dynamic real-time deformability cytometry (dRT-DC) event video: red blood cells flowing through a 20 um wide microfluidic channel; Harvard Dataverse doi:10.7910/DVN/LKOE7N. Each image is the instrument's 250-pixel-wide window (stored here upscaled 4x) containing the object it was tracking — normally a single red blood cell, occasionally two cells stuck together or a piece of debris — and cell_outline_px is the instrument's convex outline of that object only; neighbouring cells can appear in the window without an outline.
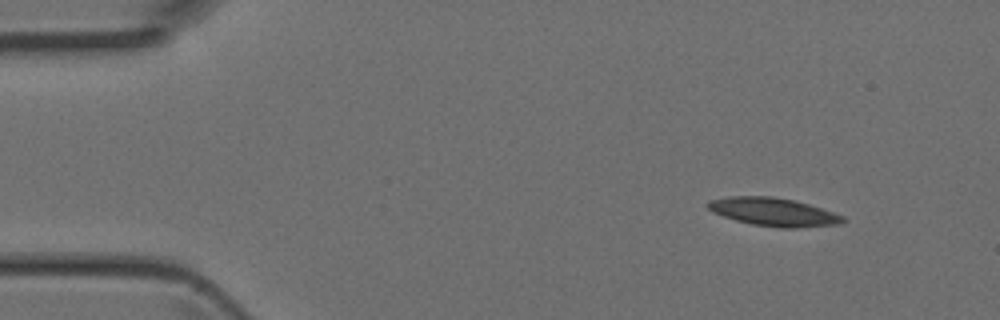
{"species": "Egyptian fruit bat (a non-hibernating species)", "species_latin": "Rousettus aegyptiacus", "temperature_condition": "room temperature", "stored_images_in_passage": 3, "camera_frame_rate_fps": 3000, "um_per_image_px": 0.085, "animal": {"sex": "female"}, "frame": {"image": 1, "passage_image": 1, "time_ms": 0.0, "image_size_px": [1000, 320], "cell_outline_px": [[844, 220], [840, 224], [796, 228], [780, 228], [752, 224], [736, 220], [712, 212], [704, 204], [708, 200], [728, 196], [772, 196], [792, 200], [808, 204], [844, 216]], "centroid_in_image_um": [65.69, 18.01], "position_along_channel_um": 19.3, "area_um2": 22.14}}